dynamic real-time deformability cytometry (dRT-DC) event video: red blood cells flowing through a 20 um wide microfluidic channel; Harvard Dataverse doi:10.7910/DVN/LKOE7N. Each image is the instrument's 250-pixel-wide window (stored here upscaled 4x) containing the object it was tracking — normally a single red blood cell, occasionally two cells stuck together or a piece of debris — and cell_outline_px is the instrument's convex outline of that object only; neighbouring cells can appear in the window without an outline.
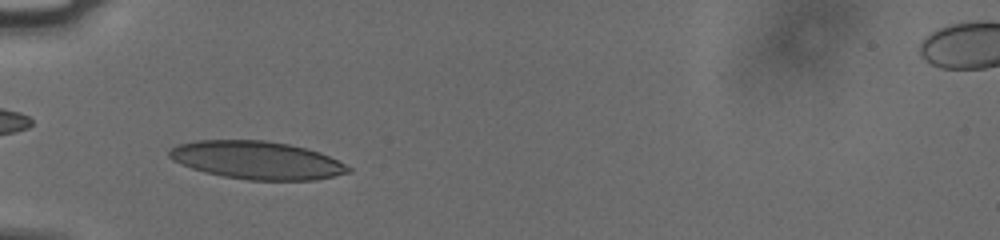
{"species": "human", "species_latin": "Homo sapiens", "temperature_condition": "cold", "stored_images_in_passage": 3, "camera_frame_rate_fps": 3000, "um_per_image_px": 0.085, "donor": {"sex": "male"}, "frame": {"image": 1, "passage_image": 2, "time_ms": 0.333, "image_size_px": [1000, 240], "cell_outline_px": [[352, 172], [316, 180], [248, 180], [224, 176], [204, 172], [180, 164], [172, 160], [168, 156], [168, 152], [176, 144], [196, 140], [264, 140], [288, 144], [308, 148], [320, 152], [352, 168]], "centroid_in_image_um": [21.82, 13.61], "position_along_channel_um": 63.2, "area_um2": 39.71}}
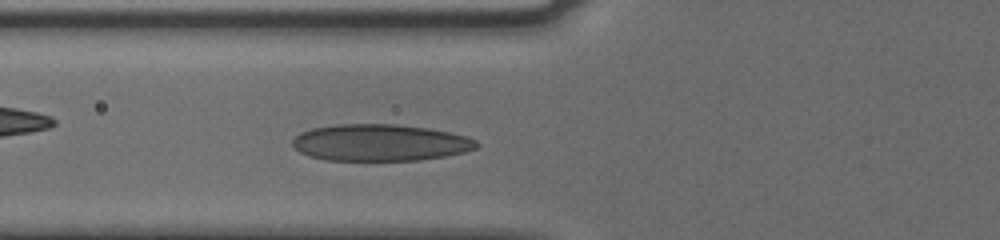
{"frame": {"image": 2, "passage_image": 3, "time_ms": 0.667, "image_size_px": [1000, 240], "cell_outline_px": [[480, 144], [476, 148], [464, 152], [444, 156], [420, 160], [328, 160], [308, 156], [300, 152], [292, 144], [292, 140], [300, 132], [312, 128], [340, 124], [392, 124], [428, 128], [468, 136], [476, 140]], "centroid_in_image_um": [32.31, 12.12], "position_along_channel_um": 93.5, "area_um2": 39.3}}